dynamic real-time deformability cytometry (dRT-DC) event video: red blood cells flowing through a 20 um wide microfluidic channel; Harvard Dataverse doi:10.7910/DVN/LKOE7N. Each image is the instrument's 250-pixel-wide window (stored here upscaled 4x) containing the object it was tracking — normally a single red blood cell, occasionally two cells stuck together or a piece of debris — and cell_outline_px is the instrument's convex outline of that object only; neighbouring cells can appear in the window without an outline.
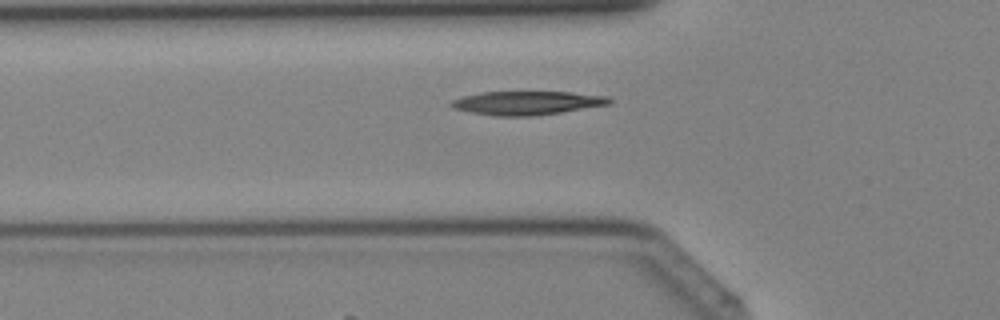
{"species": "Egyptian fruit bat (a non-hibernating species)", "species_latin": "Rousettus aegyptiacus", "temperature_condition": "cold", "stored_images_in_passage": 37, "camera_frame_rate_fps": 3000, "um_per_image_px": 0.085, "animal": {"sex": "female"}, "frame": {"image": 1, "passage_image": 11, "time_ms": 3.333, "image_size_px": [1000, 320], "cell_outline_px": [[616, 100], [612, 104], [560, 112], [532, 116], [496, 116], [472, 112], [452, 108], [448, 104], [452, 100], [464, 96], [484, 92], [572, 92], [608, 96]], "centroid_in_image_um": [44.86, 8.74], "position_along_channel_um": 80.9, "area_um2": 21.85}}
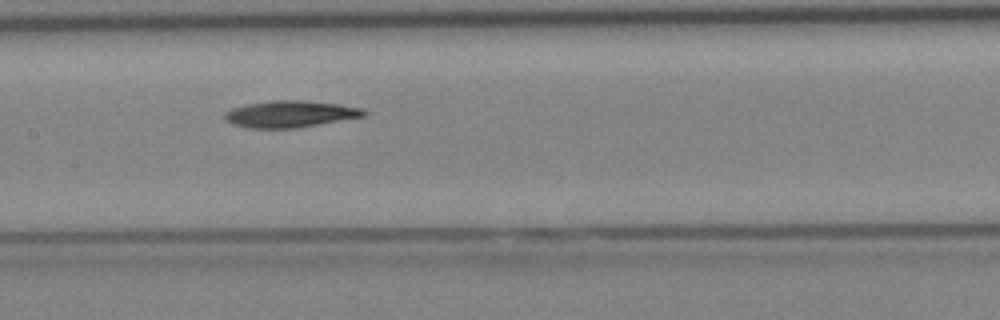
{"frame": {"image": 2, "passage_image": 17, "time_ms": 5.333, "image_size_px": [1000, 320], "cell_outline_px": [[368, 112], [364, 116], [296, 128], [248, 128], [232, 124], [224, 120], [224, 112], [232, 108], [244, 104], [272, 100], [300, 100], [340, 104], [364, 108]], "centroid_in_image_um": [24.63, 9.68], "position_along_channel_um": 182.8, "area_um2": 21.79}}
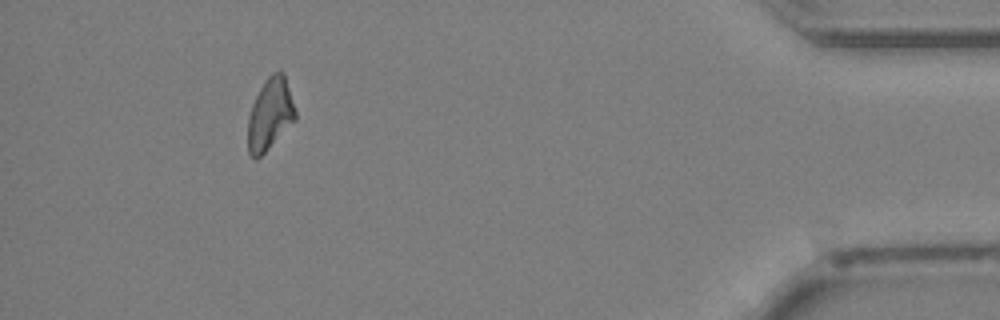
{"frame": {"image": 3, "passage_image": 34, "time_ms": 11.0, "image_size_px": [1000, 320], "cell_outline_px": [[296, 120], [256, 160], [248, 152], [248, 116], [252, 104], [260, 88], [268, 76], [272, 72], [284, 72], [296, 112]], "centroid_in_image_um": [22.95, 9.7], "position_along_channel_um": 412.2, "area_um2": 19.65}}